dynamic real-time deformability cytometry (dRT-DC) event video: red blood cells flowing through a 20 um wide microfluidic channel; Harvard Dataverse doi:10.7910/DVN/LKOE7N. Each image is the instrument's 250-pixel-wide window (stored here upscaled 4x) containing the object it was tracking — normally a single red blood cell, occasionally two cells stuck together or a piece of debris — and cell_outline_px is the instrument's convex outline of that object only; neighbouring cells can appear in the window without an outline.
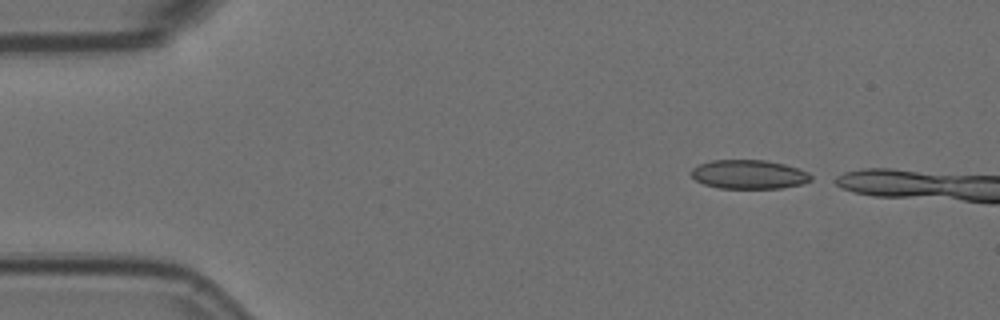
{"species": "Egyptian fruit bat (a non-hibernating species)", "species_latin": "Rousettus aegyptiacus", "temperature_condition": "room temperature", "stored_images_in_passage": 10, "camera_frame_rate_fps": 3000, "um_per_image_px": 0.085, "animal": {"sex": "female"}, "frame": {"image": 1, "passage_image": 1, "time_ms": 0.0, "image_size_px": [1000, 320], "cell_outline_px": [[812, 180], [800, 184], [780, 188], [720, 188], [704, 184], [696, 180], [688, 172], [692, 168], [700, 164], [712, 160], [764, 160], [784, 164], [800, 168], [808, 172], [812, 176]], "centroid_in_image_um": [63.65, 14.82], "position_along_channel_um": 21.3, "area_um2": 20.23}}